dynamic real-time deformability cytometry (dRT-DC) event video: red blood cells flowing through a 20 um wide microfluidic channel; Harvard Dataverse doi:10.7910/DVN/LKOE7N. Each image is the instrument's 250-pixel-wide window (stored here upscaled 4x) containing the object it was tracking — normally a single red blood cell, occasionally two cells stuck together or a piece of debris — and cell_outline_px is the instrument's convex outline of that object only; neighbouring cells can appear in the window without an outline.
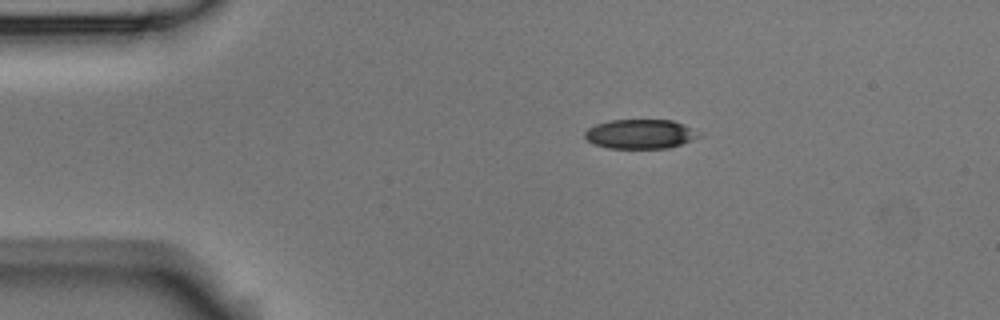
{"species": "Egyptian fruit bat (a non-hibernating species)", "species_latin": "Rousettus aegyptiacus", "temperature_condition": "room temperature", "stored_images_in_passage": 8, "camera_frame_rate_fps": 3000, "um_per_image_px": 0.085, "animal": {"sex": "male"}, "frame": {"image": 1, "passage_image": 3, "time_ms": 2.333, "image_size_px": [1000, 320], "cell_outline_px": [[704, 136], [668, 148], [608, 148], [596, 144], [588, 140], [584, 136], [584, 132], [588, 128], [596, 124], [612, 120], [672, 120], [684, 124], [704, 132]], "centroid_in_image_um": [54.51, 11.38], "position_along_channel_um": 30.5, "area_um2": 19.71}}
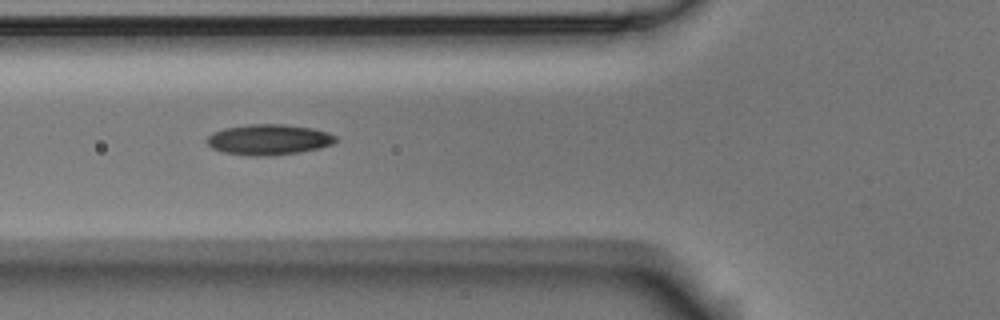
{"frame": {"image": 2, "passage_image": 6, "time_ms": 5.667, "image_size_px": [1000, 320], "cell_outline_px": [[336, 140], [332, 144], [320, 148], [300, 152], [260, 156], [256, 156], [224, 152], [212, 148], [208, 144], [208, 136], [224, 128], [248, 124], [280, 124], [312, 128], [328, 132], [336, 136]], "centroid_in_image_um": [22.87, 11.86], "position_along_channel_um": 102.9, "area_um2": 22.6}}
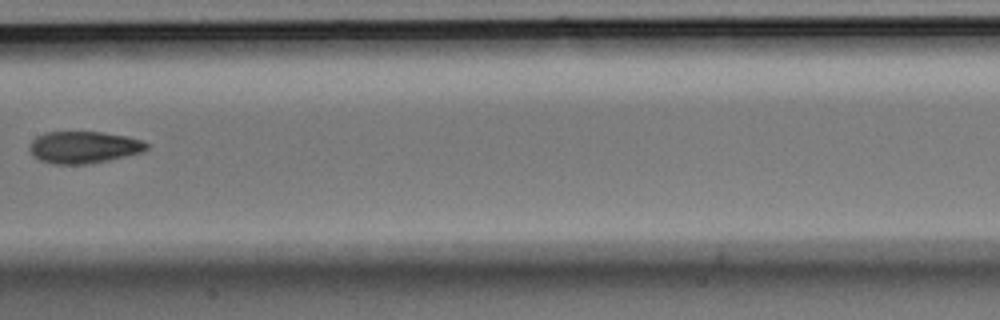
{"frame": {"image": 3, "passage_image": 8, "time_ms": 8.333, "image_size_px": [1000, 320], "cell_outline_px": [[148, 148], [140, 152], [108, 160], [88, 164], [52, 164], [40, 160], [32, 156], [28, 148], [32, 140], [36, 136], [44, 132], [104, 132], [128, 136], [140, 140], [148, 144]], "centroid_in_image_um": [7.06, 12.51], "position_along_channel_um": 200.3, "area_um2": 21.85}}